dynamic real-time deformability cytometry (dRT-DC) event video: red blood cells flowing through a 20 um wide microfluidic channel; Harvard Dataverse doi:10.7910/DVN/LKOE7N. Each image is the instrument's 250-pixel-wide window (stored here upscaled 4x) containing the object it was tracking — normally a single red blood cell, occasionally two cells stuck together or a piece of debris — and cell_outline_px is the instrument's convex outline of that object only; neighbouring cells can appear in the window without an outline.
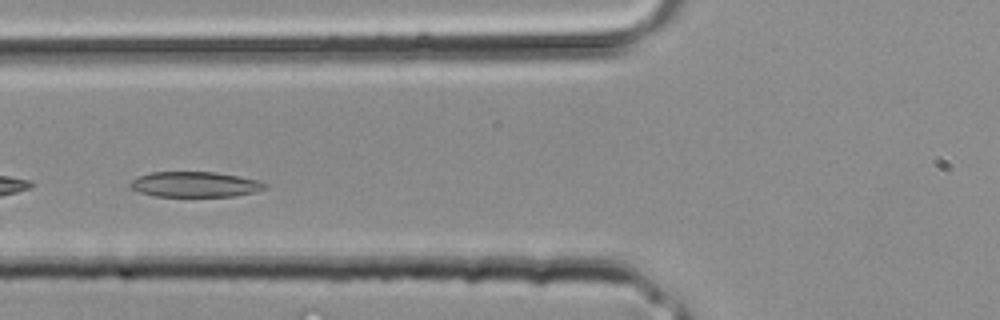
{"species": "common noctule bat (a hibernating species)", "species_latin": "Nyctalus noctula", "temperature_condition": "room temperature", "stored_images_in_passage": 29, "camera_frame_rate_fps": 3000, "um_per_image_px": 0.085, "animal": {"sex": "male", "body_mass_g": 20.4}, "frame": {"image": 1, "passage_image": 9, "time_ms": 2.667, "image_size_px": [1000, 320], "cell_outline_px": [[268, 188], [256, 192], [232, 196], [152, 196], [128, 188], [128, 184], [132, 180], [140, 176], [152, 172], [216, 172], [260, 180], [268, 184]], "centroid_in_image_um": [16.59, 15.67], "position_along_channel_um": 109.2, "area_um2": 20.06}}
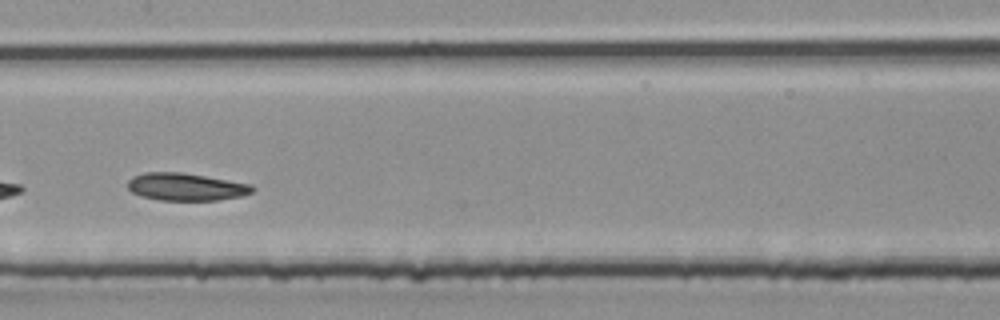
{"frame": {"image": 2, "passage_image": 13, "time_ms": 4.0, "image_size_px": [1000, 320], "cell_outline_px": [[256, 188], [252, 192], [244, 196], [216, 200], [160, 200], [140, 196], [132, 192], [128, 188], [128, 180], [132, 176], [144, 172], [180, 172], [252, 184]], "centroid_in_image_um": [15.81, 15.88], "position_along_channel_um": 191.6, "area_um2": 20.06}}
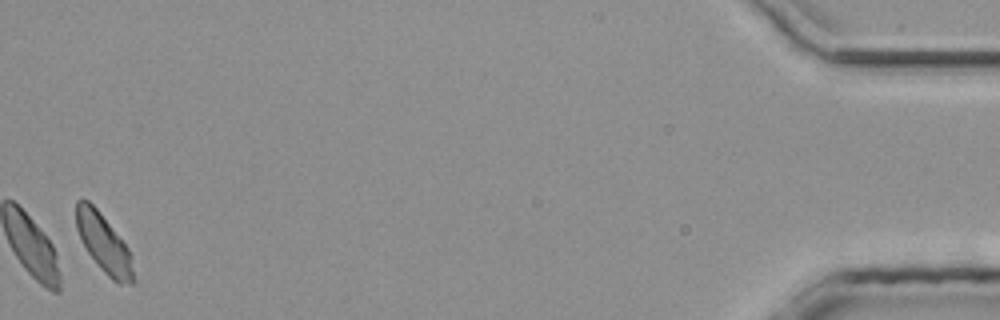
{"frame": {"image": 3, "passage_image": 29, "time_ms": 9.333, "image_size_px": [1000, 320], "cell_outline_px": [[136, 280], [132, 284], [120, 284], [112, 280], [100, 268], [88, 252], [80, 240], [76, 228], [76, 200], [88, 200], [100, 212], [128, 248], [132, 256]], "centroid_in_image_um": [8.85, 20.73], "position_along_channel_um": 426.4, "area_um2": 19.59}}